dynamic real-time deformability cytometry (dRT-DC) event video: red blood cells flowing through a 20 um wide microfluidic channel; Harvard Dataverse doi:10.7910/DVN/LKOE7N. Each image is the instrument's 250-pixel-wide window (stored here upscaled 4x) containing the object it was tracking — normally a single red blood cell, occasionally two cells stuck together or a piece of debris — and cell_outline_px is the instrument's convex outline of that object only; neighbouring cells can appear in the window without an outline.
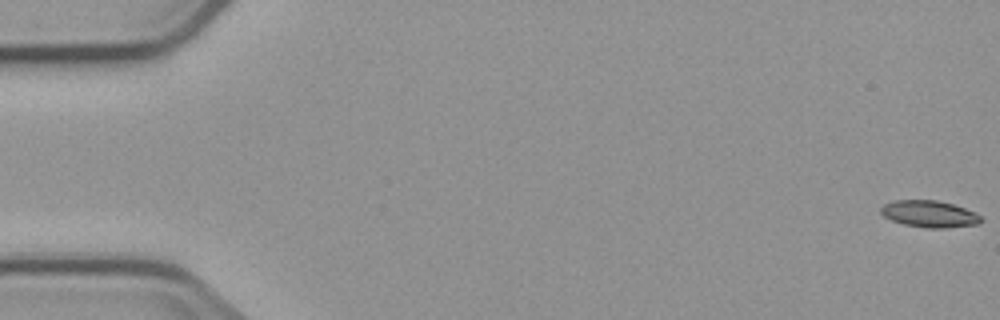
{"species": "common noctule bat (a hibernating species)", "species_latin": "Nyctalus noctula", "temperature_condition": "cold", "stored_images_in_passage": 6, "camera_frame_rate_fps": 3000, "um_per_image_px": 0.085, "animal": {"sex": "male", "body_mass_g": 23.1, "forearm_length_mm": 52.7}, "frame": {"image": 1, "passage_image": 1, "time_ms": 0.0, "image_size_px": [1000, 320], "cell_outline_px": [[980, 220], [976, 224], [944, 228], [928, 228], [904, 224], [892, 220], [884, 216], [880, 212], [880, 208], [884, 204], [896, 200], [936, 200], [952, 204], [964, 208], [980, 216]], "centroid_in_image_um": [78.94, 18.18], "position_along_channel_um": 6.1, "area_um2": 15.26}}